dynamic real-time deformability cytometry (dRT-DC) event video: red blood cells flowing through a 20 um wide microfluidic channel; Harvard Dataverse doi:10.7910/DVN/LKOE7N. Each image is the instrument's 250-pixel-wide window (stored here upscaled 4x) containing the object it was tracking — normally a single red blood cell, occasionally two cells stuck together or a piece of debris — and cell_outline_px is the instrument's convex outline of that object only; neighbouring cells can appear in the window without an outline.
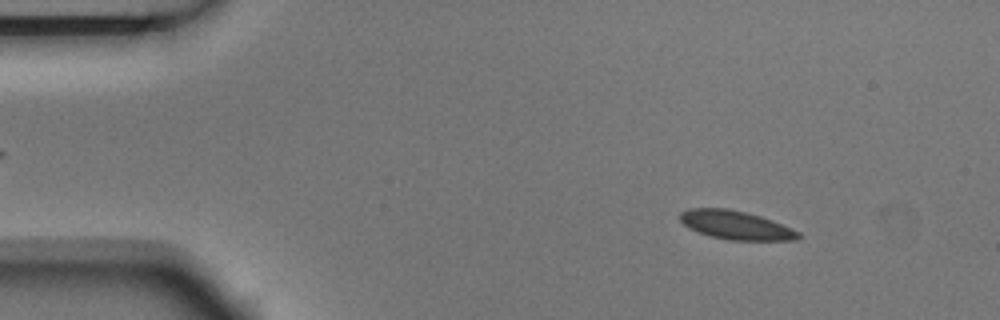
{"species": "Egyptian fruit bat (a non-hibernating species)", "species_latin": "Rousettus aegyptiacus", "temperature_condition": "room temperature", "stored_images_in_passage": 13, "camera_frame_rate_fps": 3000, "um_per_image_px": 0.085, "animal": {"sex": "male"}, "frame": {"image": 1, "passage_image": 1, "time_ms": 0.0, "image_size_px": [1000, 320], "cell_outline_px": [[800, 236], [796, 240], [728, 240], [708, 236], [688, 228], [680, 220], [680, 212], [688, 208], [728, 208], [760, 216], [772, 220], [800, 232]], "centroid_in_image_um": [62.51, 19.13], "position_along_channel_um": 22.5, "area_um2": 19.77}}
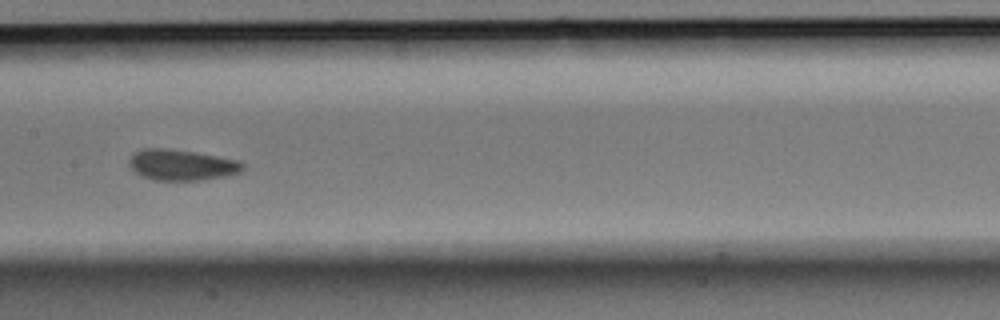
{"frame": {"image": 2, "passage_image": 6, "time_ms": 1.667, "image_size_px": [1000, 320], "cell_outline_px": [[244, 168], [240, 172], [224, 176], [200, 180], [152, 180], [140, 176], [128, 164], [128, 160], [132, 152], [144, 148], [168, 148], [196, 152], [240, 160], [244, 164]], "centroid_in_image_um": [15.41, 14.0], "position_along_channel_um": 192.0, "area_um2": 20.69}}
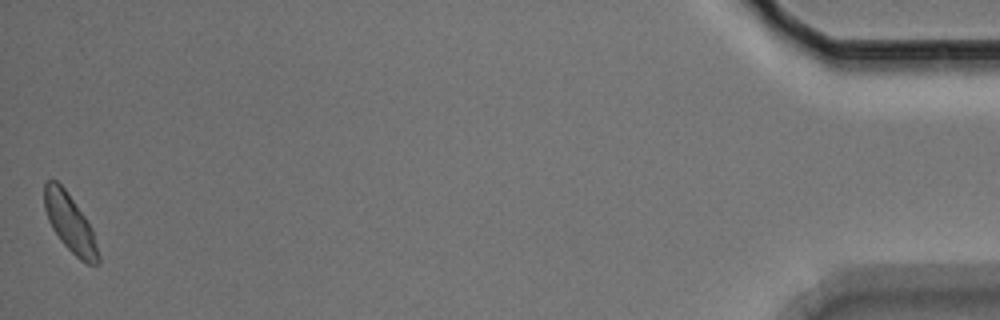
{"frame": {"image": 3, "passage_image": 13, "time_ms": 4.0, "image_size_px": [1000, 320], "cell_outline_px": [[100, 264], [88, 264], [80, 260], [60, 240], [52, 228], [48, 220], [44, 208], [44, 184], [48, 180], [56, 180], [64, 188], [84, 216], [92, 228], [100, 256]], "centroid_in_image_um": [5.95, 18.98], "position_along_channel_um": 429.3, "area_um2": 18.03}}